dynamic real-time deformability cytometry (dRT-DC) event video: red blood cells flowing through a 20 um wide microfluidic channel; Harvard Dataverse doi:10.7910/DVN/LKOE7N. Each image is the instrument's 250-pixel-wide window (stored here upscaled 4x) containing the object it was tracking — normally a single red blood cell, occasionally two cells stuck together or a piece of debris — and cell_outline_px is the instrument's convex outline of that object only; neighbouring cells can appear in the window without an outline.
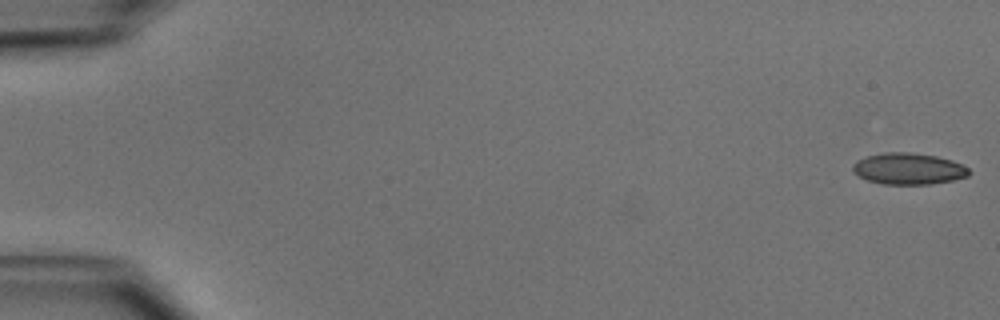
{"species": "common noctule bat (a hibernating species)", "species_latin": "Nyctalus noctula", "temperature_condition": "cold", "stored_images_in_passage": 51, "camera_frame_rate_fps": 3000, "um_per_image_px": 0.085, "animal": {"sex": "male", "body_mass_g": 15.6}, "frame": {"image": 1, "passage_image": 1, "time_ms": 0.0, "image_size_px": [1000, 320], "cell_outline_px": [[972, 172], [968, 176], [952, 180], [932, 184], [880, 184], [868, 180], [860, 176], [852, 168], [852, 164], [856, 160], [868, 156], [884, 152], [908, 152], [936, 156], [952, 160], [968, 168]], "centroid_in_image_um": [77.23, 14.34], "position_along_channel_um": 7.8, "area_um2": 21.21}}
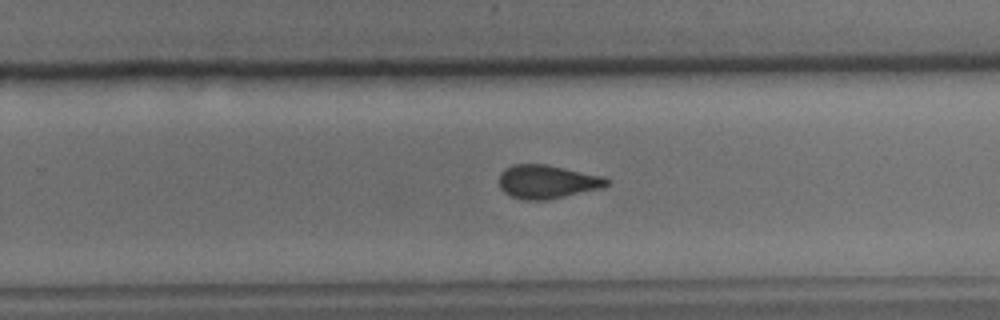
{"frame": {"image": 2, "passage_image": 33, "time_ms": 10.667, "image_size_px": [1000, 320], "cell_outline_px": [[608, 184], [604, 188], [548, 200], [524, 200], [512, 196], [504, 192], [500, 188], [500, 172], [504, 168], [512, 164], [548, 164], [604, 176], [608, 180]], "centroid_in_image_um": [46.52, 15.44], "position_along_channel_um": 283.3, "area_um2": 21.33}}
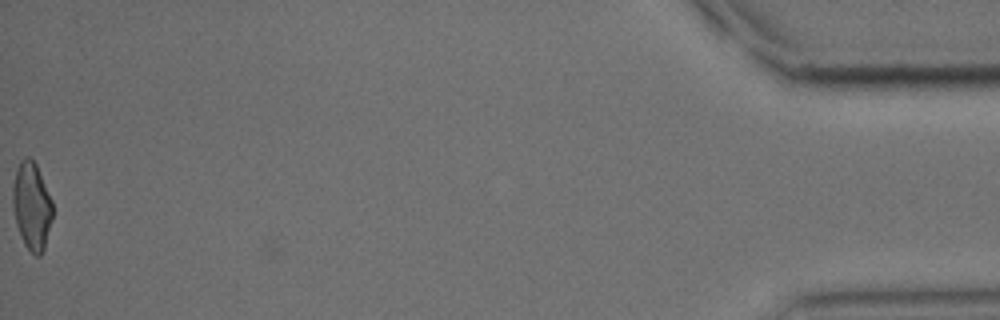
{"frame": {"image": 3, "passage_image": 51, "time_ms": 16.667, "image_size_px": [1000, 320], "cell_outline_px": [[52, 220], [44, 248], [40, 256], [36, 256], [24, 244], [20, 236], [16, 224], [12, 204], [12, 188], [16, 168], [20, 160], [24, 156], [28, 156], [36, 164], [52, 200]], "centroid_in_image_um": [2.68, 17.49], "position_along_channel_um": 432.5, "area_um2": 20.4}, "authors_computed_cell_mechanics": {"area_um2": 21.4438, "velocity_mm_per_s": 4.0114, "shape_relaxation_time_tau1_ms": 5.0241, "shape_relaxation_time_tau2_ms": 1.8848, "deformation_change_tau1": 0.1295, "deformation_change_tau2": 0.0764}}